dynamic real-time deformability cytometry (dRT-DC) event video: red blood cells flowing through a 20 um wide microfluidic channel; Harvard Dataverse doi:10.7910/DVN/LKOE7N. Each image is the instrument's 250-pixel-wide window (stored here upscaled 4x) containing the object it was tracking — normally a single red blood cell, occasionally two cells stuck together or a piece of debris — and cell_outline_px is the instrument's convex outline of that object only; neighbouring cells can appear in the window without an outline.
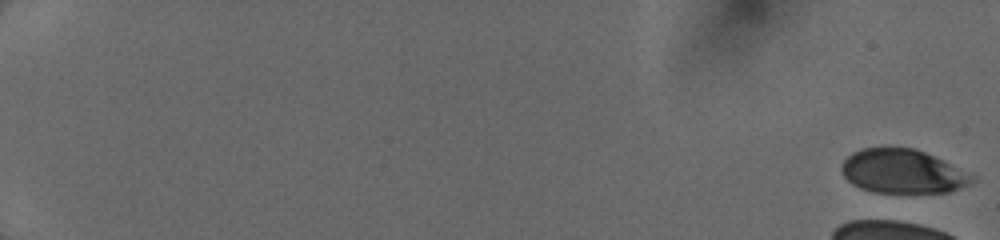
{"species": "human", "species_latin": "Homo sapiens", "temperature_condition": "cold", "stored_images_in_passage": 9, "camera_frame_rate_fps": 3000, "um_per_image_px": 0.085, "donor": {"sex": "female"}, "frame": {"image": 1, "passage_image": 1, "time_ms": 0.0, "image_size_px": [1000, 240], "cell_outline_px": [[976, 180], [960, 188], [948, 192], [872, 192], [860, 188], [852, 184], [844, 176], [840, 168], [840, 164], [852, 152], [860, 148], [916, 148], [976, 176]], "centroid_in_image_um": [76.7, 14.57], "position_along_channel_um": 8.3, "area_um2": 33.29}}